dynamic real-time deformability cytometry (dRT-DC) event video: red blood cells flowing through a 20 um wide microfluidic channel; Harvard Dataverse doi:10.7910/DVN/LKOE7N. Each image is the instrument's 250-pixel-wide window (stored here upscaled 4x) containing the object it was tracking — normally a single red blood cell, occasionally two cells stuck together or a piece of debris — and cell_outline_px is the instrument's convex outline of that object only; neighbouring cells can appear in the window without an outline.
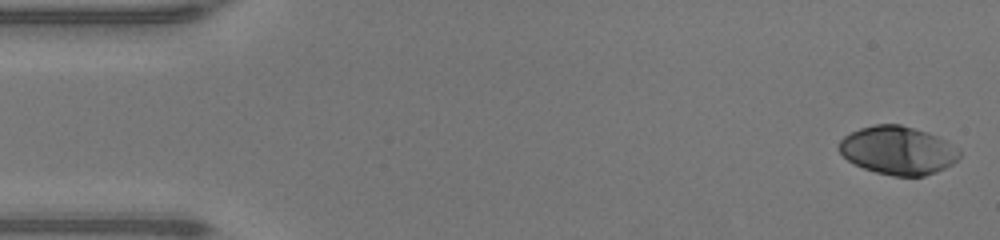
{"species": "human", "species_latin": "Homo sapiens", "temperature_condition": "warm", "stored_images_in_passage": 12, "camera_frame_rate_fps": 3000, "um_per_image_px": 0.085, "donor": {"sex": "male"}, "frame": {"image": 1, "passage_image": 1, "time_ms": 0.0, "image_size_px": [1000, 240], "cell_outline_px": [[960, 156], [952, 164], [936, 172], [924, 176], [892, 176], [876, 172], [864, 168], [848, 160], [840, 152], [840, 140], [844, 136], [860, 128], [876, 124], [900, 124], [936, 136], [944, 140], [960, 152]], "centroid_in_image_um": [76.3, 12.79], "position_along_channel_um": 8.7, "area_um2": 33.29}}
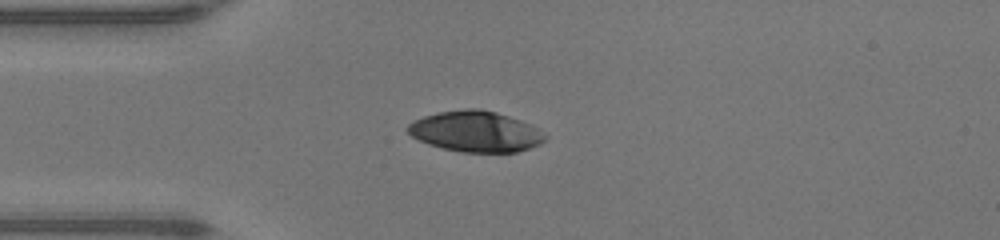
{"frame": {"image": 2, "passage_image": 12, "time_ms": 3.667, "image_size_px": [1000, 240], "cell_outline_px": [[548, 136], [540, 144], [516, 152], [460, 152], [428, 144], [412, 136], [404, 128], [408, 124], [424, 116], [440, 112], [464, 108], [480, 108], [496, 112], [520, 120], [540, 128]], "centroid_in_image_um": [40.45, 11.17], "position_along_channel_um": 44.6, "area_um2": 32.66}}